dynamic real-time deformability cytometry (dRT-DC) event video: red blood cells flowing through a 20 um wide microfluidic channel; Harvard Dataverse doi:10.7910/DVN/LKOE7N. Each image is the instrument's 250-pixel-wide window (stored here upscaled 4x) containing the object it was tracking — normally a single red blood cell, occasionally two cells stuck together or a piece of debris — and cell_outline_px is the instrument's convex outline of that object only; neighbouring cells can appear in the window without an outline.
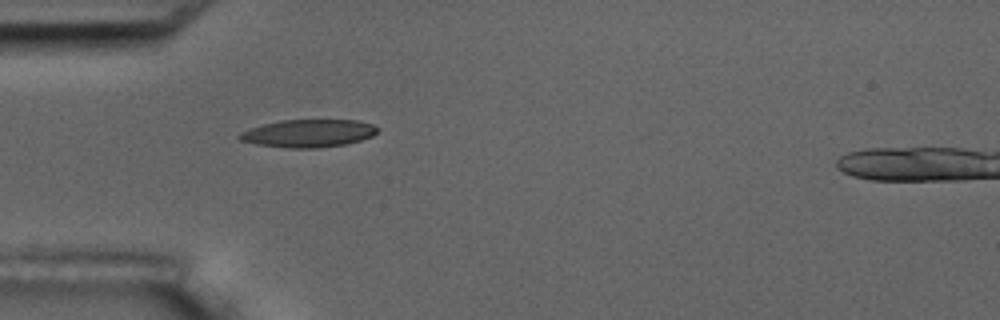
{"species": "common noctule bat (a hibernating species)", "species_latin": "Nyctalus noctula", "temperature_condition": "room temperature", "stored_images_in_passage": 1, "camera_frame_rate_fps": 3000, "um_per_image_px": 0.085, "animal": {"sex": "male", "body_mass_g": 17.5, "forearm_length_mm": 52.3}, "frame": {"image": 1, "passage_image": 1, "time_ms": 0.0, "image_size_px": [1000, 320], "cell_outline_px": [[380, 128], [372, 136], [360, 140], [344, 144], [320, 148], [288, 148], [256, 144], [240, 140], [236, 136], [240, 132], [264, 124], [284, 120], [356, 120], [372, 124]], "centroid_in_image_um": [26.22, 11.33], "position_along_channel_um": 58.8, "area_um2": 22.2}}